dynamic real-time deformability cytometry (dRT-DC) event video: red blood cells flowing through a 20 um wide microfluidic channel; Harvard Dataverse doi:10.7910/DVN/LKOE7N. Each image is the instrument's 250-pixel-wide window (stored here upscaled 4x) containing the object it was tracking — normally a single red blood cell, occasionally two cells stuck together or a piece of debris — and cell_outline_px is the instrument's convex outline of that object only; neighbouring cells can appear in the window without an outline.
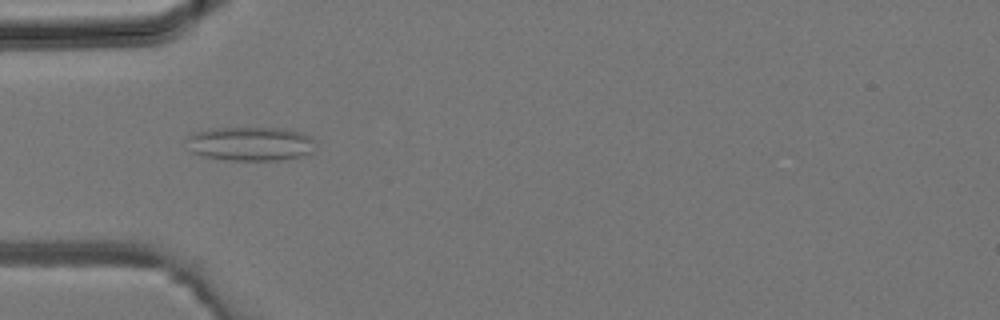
{"species": "common noctule bat (a hibernating species)", "species_latin": "Nyctalus noctula", "temperature_condition": "room temperature", "stored_images_in_passage": 3, "camera_frame_rate_fps": 3000, "um_per_image_px": 0.085, "animal": {"sex": "male", "body_mass_g": 19.2, "forearm_length_mm": 51.8}, "frame": {"image": 1, "passage_image": 3, "time_ms": 0.667, "image_size_px": [1000, 320], "cell_outline_px": [[312, 152], [308, 156], [280, 160], [228, 160], [204, 156], [192, 152], [188, 140], [188, 136], [196, 132], [208, 128], [280, 128], [300, 132], [308, 136], [312, 140]], "centroid_in_image_um": [21.3, 12.22], "position_along_channel_um": 63.7, "area_um2": 25.37}}